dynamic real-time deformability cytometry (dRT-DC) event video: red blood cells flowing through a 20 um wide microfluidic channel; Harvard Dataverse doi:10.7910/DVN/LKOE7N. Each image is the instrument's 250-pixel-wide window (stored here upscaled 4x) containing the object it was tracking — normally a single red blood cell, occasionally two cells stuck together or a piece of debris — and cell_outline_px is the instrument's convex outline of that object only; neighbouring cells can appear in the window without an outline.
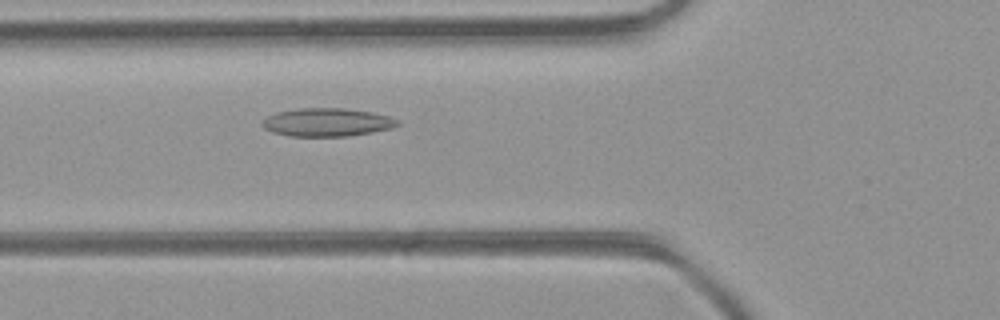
{"species": "common noctule bat (a hibernating species)", "species_latin": "Nyctalus noctula", "temperature_condition": "room temperature", "stored_images_in_passage": 47, "camera_frame_rate_fps": 3000, "um_per_image_px": 0.085, "animal": {"sex": "female", "body_mass_g": 21.9}, "frame": {"image": 1, "passage_image": 17, "time_ms": 5.333, "image_size_px": [1000, 320], "cell_outline_px": [[400, 124], [392, 128], [348, 136], [288, 136], [272, 132], [264, 128], [260, 124], [268, 116], [276, 112], [296, 108], [344, 108], [372, 112], [388, 116], [396, 120]], "centroid_in_image_um": [27.76, 10.39], "position_along_channel_um": 98.0, "area_um2": 22.2}}
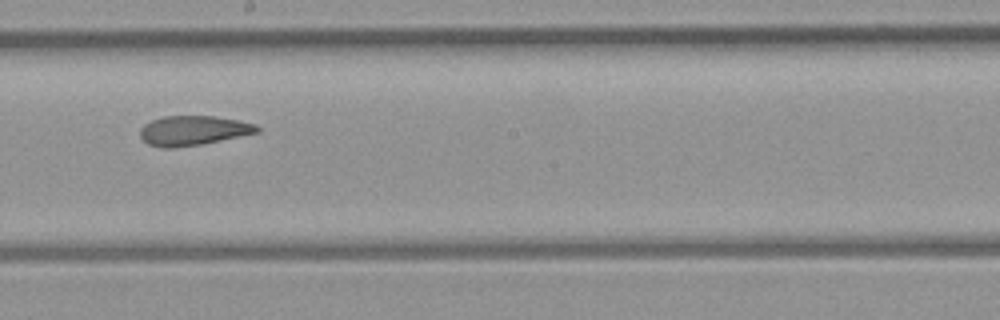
{"frame": {"image": 2, "passage_image": 26, "time_ms": 8.333, "image_size_px": [1000, 320], "cell_outline_px": [[260, 132], [200, 144], [172, 148], [160, 148], [148, 144], [140, 136], [140, 128], [144, 124], [152, 120], [164, 116], [212, 116], [240, 120], [256, 124], [260, 128]], "centroid_in_image_um": [16.42, 11.09], "position_along_channel_um": 231.8, "area_um2": 20.17}}
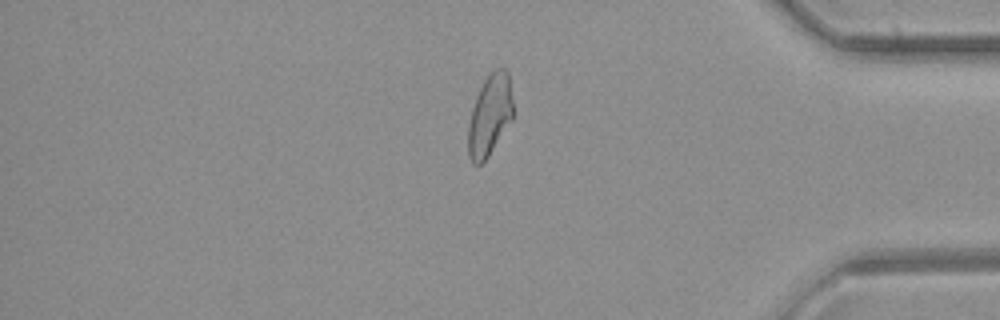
{"frame": {"image": 3, "passage_image": 39, "time_ms": 12.667, "image_size_px": [1000, 320], "cell_outline_px": [[512, 120], [488, 156], [480, 164], [472, 164], [468, 156], [468, 124], [472, 108], [476, 96], [484, 80], [496, 68], [504, 68], [508, 72], [512, 100]], "centroid_in_image_um": [41.61, 9.81], "position_along_channel_um": 393.6, "area_um2": 21.04}, "authors_computed_cell_mechanics": {"area_um2": 21.7328, "velocity_mm_per_s": 4.4364, "shape_relaxation_time_tau1_ms": null, "shape_relaxation_time_tau2_ms": 2.7103, "deformation_change_tau1": null, "deformation_change_tau2": 0.1073}}